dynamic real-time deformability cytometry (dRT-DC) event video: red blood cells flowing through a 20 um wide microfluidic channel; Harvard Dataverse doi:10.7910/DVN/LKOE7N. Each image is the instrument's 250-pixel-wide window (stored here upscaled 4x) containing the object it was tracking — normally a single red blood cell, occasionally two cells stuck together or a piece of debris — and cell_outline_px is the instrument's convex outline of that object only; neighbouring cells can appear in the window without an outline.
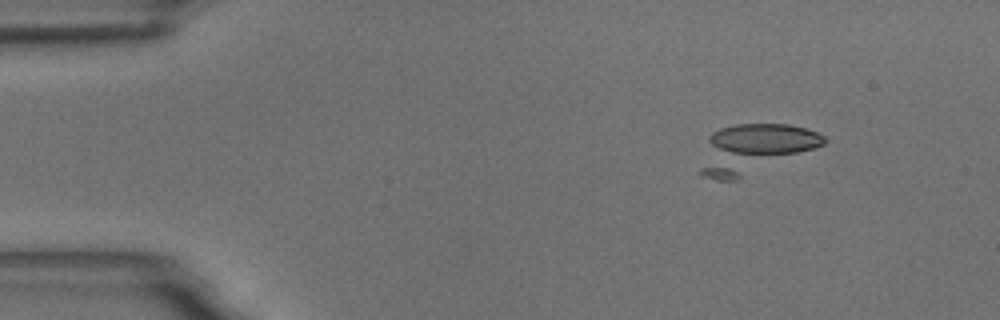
{"species": "common noctule bat (a hibernating species)", "species_latin": "Nyctalus noctula", "temperature_condition": "room temperature", "stored_images_in_passage": 8, "camera_frame_rate_fps": 3000, "um_per_image_px": 0.085, "animal": {"sex": "male", "body_mass_g": 18.8}, "frame": {"image": 1, "passage_image": 3, "time_ms": 2.333, "image_size_px": [1000, 320], "cell_outline_px": [[828, 140], [824, 144], [816, 148], [736, 180], [716, 180], [700, 176], [700, 168], [708, 136], [712, 132], [720, 128], [736, 124], [788, 124], [804, 128], [816, 132], [824, 136]], "centroid_in_image_um": [64.09, 12.64], "position_along_channel_um": 20.9, "area_um2": 35.03}}